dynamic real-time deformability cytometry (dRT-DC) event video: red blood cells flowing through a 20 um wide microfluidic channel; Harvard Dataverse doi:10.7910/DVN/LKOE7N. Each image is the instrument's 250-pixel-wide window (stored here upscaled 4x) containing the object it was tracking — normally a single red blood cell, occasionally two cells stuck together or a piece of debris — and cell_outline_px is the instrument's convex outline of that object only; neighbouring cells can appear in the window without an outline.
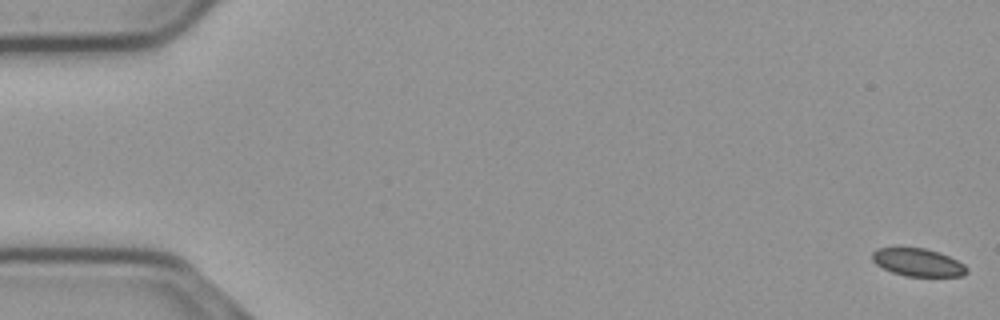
{"species": "common noctule bat (a hibernating species)", "species_latin": "Nyctalus noctula", "temperature_condition": "cold", "stored_images_in_passage": 16, "camera_frame_rate_fps": 3000, "um_per_image_px": 0.085, "animal": {"sex": "male", "body_mass_g": 23.1, "forearm_length_mm": 52.7}, "frame": {"image": 1, "passage_image": 1, "time_ms": 0.0, "image_size_px": [1000, 320], "cell_outline_px": [[968, 272], [964, 276], [904, 276], [892, 272], [876, 264], [872, 260], [872, 252], [876, 248], [924, 248], [940, 252], [964, 264], [968, 268]], "centroid_in_image_um": [78.04, 22.3], "position_along_channel_um": 7.0, "area_um2": 15.32}}
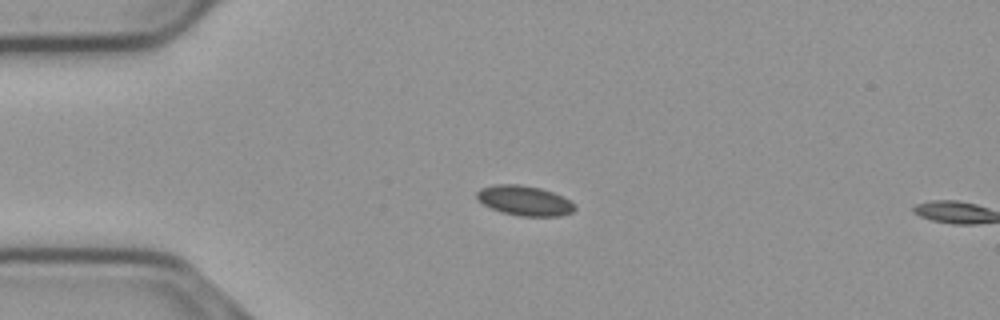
{"frame": {"image": 2, "passage_image": 14, "time_ms": 4.333, "image_size_px": [1000, 320], "cell_outline_px": [[576, 208], [572, 212], [560, 216], [520, 216], [500, 212], [476, 200], [476, 192], [480, 188], [496, 184], [520, 184], [540, 188], [564, 196], [576, 204]], "centroid_in_image_um": [44.59, 17.05], "position_along_channel_um": 40.4, "area_um2": 17.28}}